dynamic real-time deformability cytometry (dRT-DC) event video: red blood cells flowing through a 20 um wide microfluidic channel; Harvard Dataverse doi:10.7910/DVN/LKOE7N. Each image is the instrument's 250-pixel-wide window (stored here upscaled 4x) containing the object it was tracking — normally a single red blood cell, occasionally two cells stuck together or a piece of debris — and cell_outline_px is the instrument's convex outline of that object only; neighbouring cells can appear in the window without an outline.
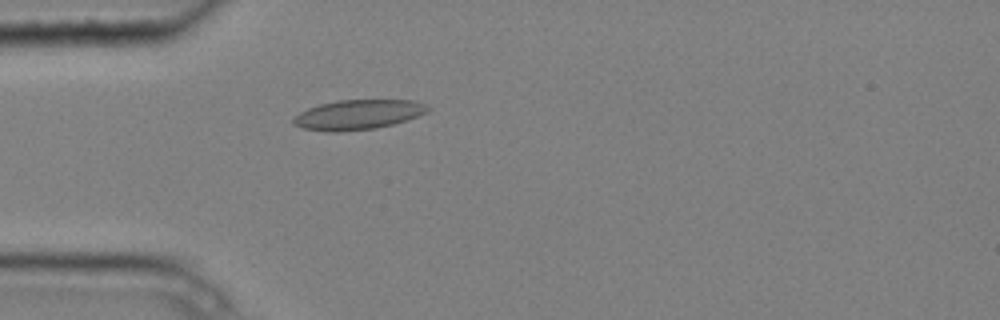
{"species": "common noctule bat (a hibernating species)", "species_latin": "Nyctalus noctula", "temperature_condition": "cold", "stored_images_in_passage": 5, "camera_frame_rate_fps": 3000, "um_per_image_px": 0.085, "animal": {"sex": "male", "body_mass_g": 20.4}, "frame": {"image": 1, "passage_image": 5, "time_ms": 1.333, "image_size_px": [1000, 320], "cell_outline_px": [[432, 108], [428, 112], [392, 124], [376, 128], [340, 132], [328, 132], [304, 128], [292, 124], [292, 120], [300, 112], [308, 108], [320, 104], [336, 100], [412, 100], [424, 104]], "centroid_in_image_um": [30.41, 9.74], "position_along_channel_um": 54.6, "area_um2": 23.24}}